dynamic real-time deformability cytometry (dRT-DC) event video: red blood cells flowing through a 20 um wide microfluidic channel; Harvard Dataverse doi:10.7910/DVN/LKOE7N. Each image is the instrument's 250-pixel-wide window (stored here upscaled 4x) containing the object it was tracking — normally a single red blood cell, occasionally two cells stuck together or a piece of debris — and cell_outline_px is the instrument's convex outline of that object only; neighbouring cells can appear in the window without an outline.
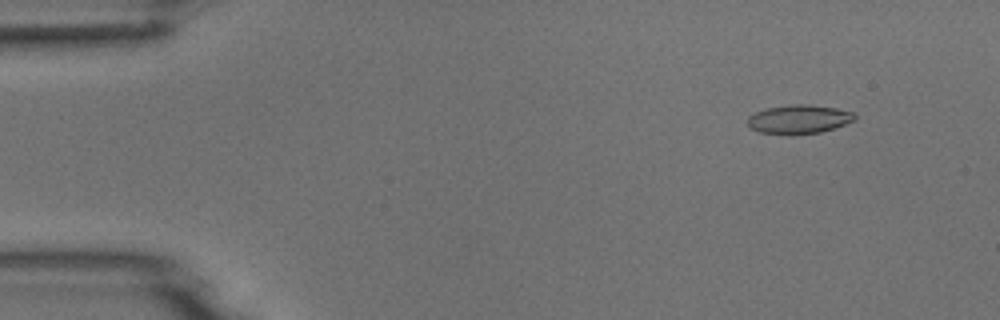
{"species": "common noctule bat (a hibernating species)", "species_latin": "Nyctalus noctula", "temperature_condition": "room temperature", "stored_images_in_passage": 5, "camera_frame_rate_fps": 3000, "um_per_image_px": 0.085, "animal": {"sex": "male", "body_mass_g": 18.8}, "frame": {"image": 1, "passage_image": 2, "time_ms": 0.333, "image_size_px": [1000, 320], "cell_outline_px": [[856, 120], [836, 128], [820, 132], [792, 136], [788, 136], [760, 132], [748, 128], [748, 116], [764, 108], [788, 104], [808, 104], [836, 108], [856, 112]], "centroid_in_image_um": [67.91, 10.15], "position_along_channel_um": 17.1, "area_um2": 18.67}}
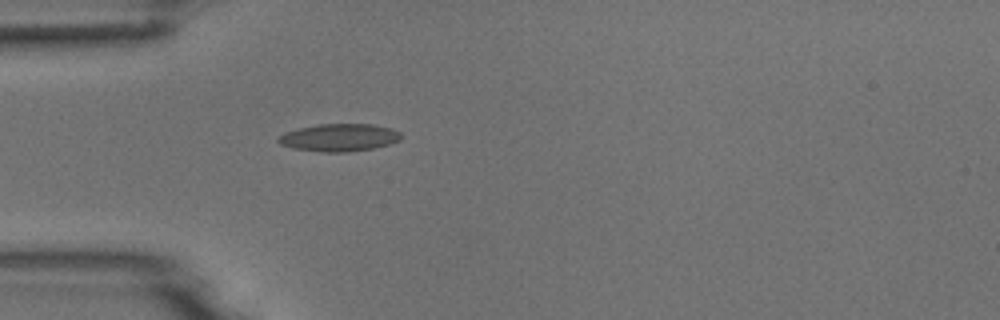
{"frame": {"image": 2, "passage_image": 5, "time_ms": 1.333, "image_size_px": [1000, 320], "cell_outline_px": [[404, 136], [400, 140], [376, 148], [348, 152], [324, 152], [292, 148], [280, 144], [276, 140], [284, 132], [296, 128], [320, 124], [372, 124], [392, 128], [400, 132]], "centroid_in_image_um": [28.85, 11.69], "position_along_channel_um": 56.1, "area_um2": 19.94}}